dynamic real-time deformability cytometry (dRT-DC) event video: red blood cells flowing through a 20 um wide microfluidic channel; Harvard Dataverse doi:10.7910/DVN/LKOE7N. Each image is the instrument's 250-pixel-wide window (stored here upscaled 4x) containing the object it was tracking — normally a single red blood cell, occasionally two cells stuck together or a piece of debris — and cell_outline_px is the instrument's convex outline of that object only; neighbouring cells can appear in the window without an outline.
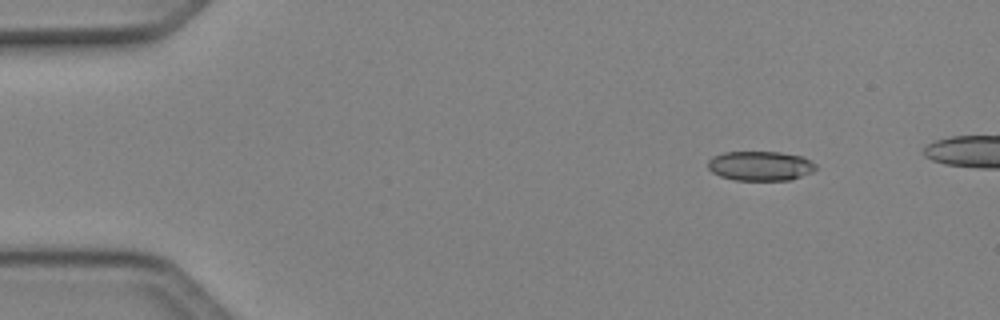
{"species": "Egyptian fruit bat (a non-hibernating species)", "species_latin": "Rousettus aegyptiacus", "temperature_condition": "cold", "stored_images_in_passage": 41, "camera_frame_rate_fps": 3000, "um_per_image_px": 0.085, "animal": {"sex": "female"}, "frame": {"image": 1, "passage_image": 1, "time_ms": 0.0, "image_size_px": [1000, 320], "cell_outline_px": [[816, 168], [812, 172], [788, 180], [732, 180], [720, 176], [712, 172], [708, 168], [708, 160], [712, 156], [724, 152], [780, 152], [804, 156], [812, 160], [816, 164]], "centroid_in_image_um": [64.62, 14.09], "position_along_channel_um": 20.4, "area_um2": 18.73}}
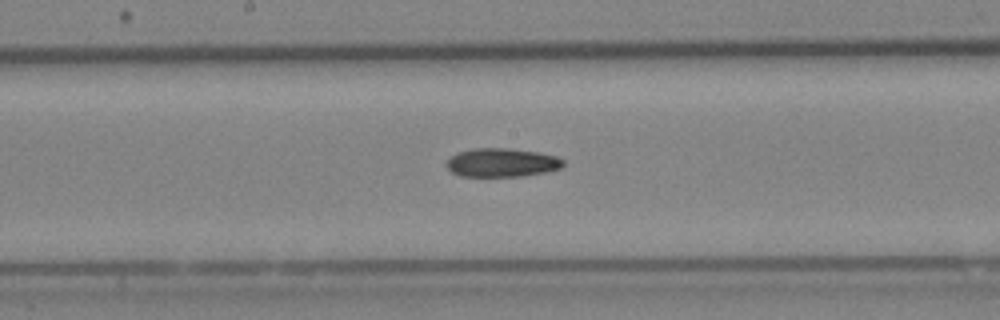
{"frame": {"image": 2, "passage_image": 21, "time_ms": 6.667, "image_size_px": [1000, 320], "cell_outline_px": [[564, 164], [560, 168], [544, 172], [524, 176], [460, 176], [452, 172], [448, 168], [448, 160], [456, 152], [472, 148], [508, 148], [536, 152], [556, 156], [564, 160]], "centroid_in_image_um": [42.65, 13.81], "position_along_channel_um": 205.5, "area_um2": 19.36}}
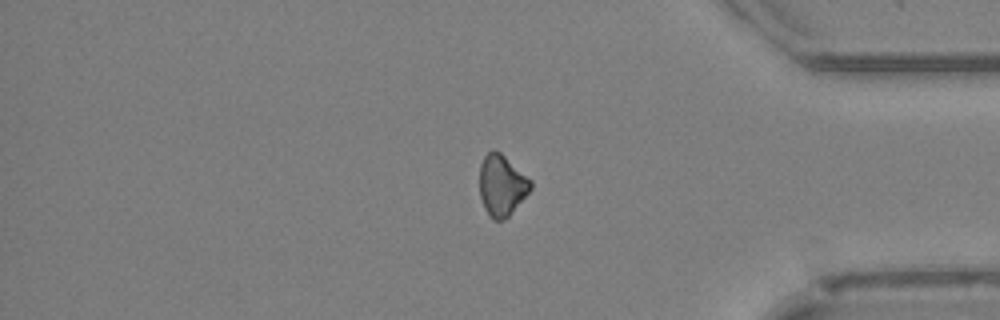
{"frame": {"image": 3, "passage_image": 36, "time_ms": 11.667, "image_size_px": [1000, 320], "cell_outline_px": [[532, 188], [508, 216], [504, 220], [492, 220], [484, 208], [480, 196], [480, 164], [484, 156], [492, 148], [500, 152], [532, 180]], "centroid_in_image_um": [42.64, 15.74], "position_along_channel_um": 392.6, "area_um2": 18.15}}